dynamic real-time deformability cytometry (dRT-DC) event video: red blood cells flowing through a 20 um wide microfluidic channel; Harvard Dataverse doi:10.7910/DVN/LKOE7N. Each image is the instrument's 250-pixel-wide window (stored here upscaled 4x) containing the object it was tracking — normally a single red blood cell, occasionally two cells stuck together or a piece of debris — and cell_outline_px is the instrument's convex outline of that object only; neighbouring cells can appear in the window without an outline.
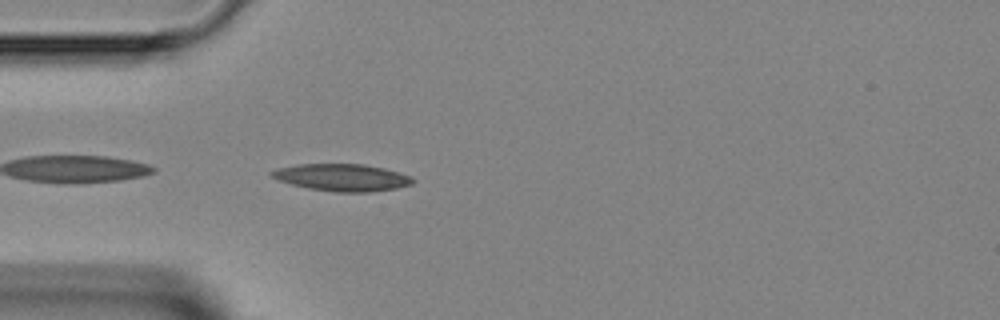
{"species": "Egyptian fruit bat (a non-hibernating species)", "species_latin": "Rousettus aegyptiacus", "temperature_condition": "room temperature", "stored_images_in_passage": 35, "camera_frame_rate_fps": 3000, "um_per_image_px": 0.085, "animal": {"sex": "female"}, "frame": {"image": 1, "passage_image": 2, "time_ms": 0.333, "image_size_px": [1000, 320], "cell_outline_px": [[416, 180], [412, 184], [396, 188], [368, 192], [336, 192], [308, 188], [292, 184], [280, 180], [272, 176], [268, 172], [276, 168], [300, 164], [364, 164], [384, 168], [408, 176]], "centroid_in_image_um": [29.06, 15.08], "position_along_channel_um": 55.9, "area_um2": 22.08}}
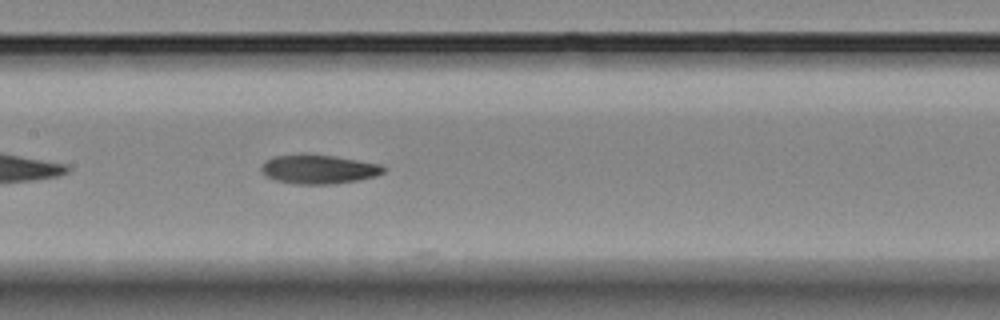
{"frame": {"image": 2, "passage_image": 11, "time_ms": 3.333, "image_size_px": [1000, 320], "cell_outline_px": [[384, 172], [376, 176], [360, 180], [336, 184], [296, 184], [276, 180], [268, 176], [260, 168], [264, 160], [272, 156], [300, 152], [308, 152], [336, 156], [380, 164], [384, 168]], "centroid_in_image_um": [27.06, 14.35], "position_along_channel_um": 180.3, "area_um2": 21.27}}
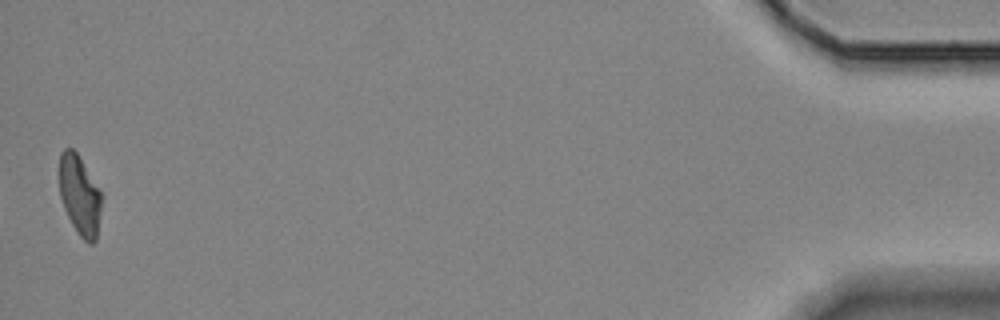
{"frame": {"image": 3, "passage_image": 35, "time_ms": 11.333, "image_size_px": [1000, 320], "cell_outline_px": [[104, 196], [96, 240], [92, 244], [88, 244], [80, 236], [72, 224], [64, 208], [60, 196], [60, 152], [64, 148], [72, 148], [76, 152], [100, 188]], "centroid_in_image_um": [6.82, 16.61], "position_along_channel_um": 428.4, "area_um2": 19.88}}